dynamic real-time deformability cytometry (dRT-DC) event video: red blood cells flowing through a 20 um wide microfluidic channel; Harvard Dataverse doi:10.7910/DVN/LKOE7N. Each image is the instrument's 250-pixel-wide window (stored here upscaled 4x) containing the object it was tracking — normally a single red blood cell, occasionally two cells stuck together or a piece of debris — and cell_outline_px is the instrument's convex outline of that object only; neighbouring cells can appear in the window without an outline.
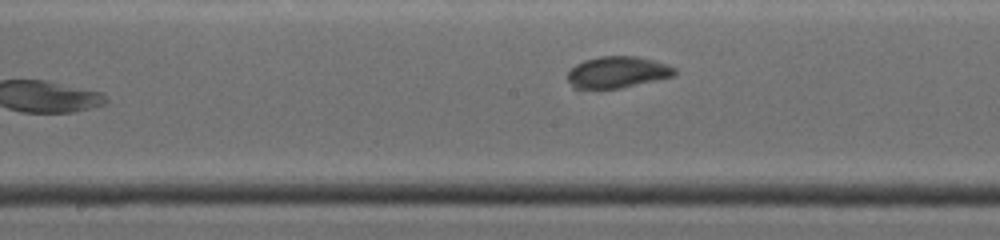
{"species": "common noctule bat (a hibernating species)", "species_latin": "Nyctalus noctula", "temperature_condition": "warm", "stored_images_in_passage": 6, "camera_frame_rate_fps": 4500, "um_per_image_px": 0.085, "animal": {"sex": "female", "body_mass_g": 19.0, "forearm_length_mm": 53.3}, "frame": {"image": 1, "passage_image": 6, "time_ms": 4.667, "image_size_px": [1000, 240], "cell_outline_px": [[676, 76], [620, 88], [600, 92], [572, 88], [568, 80], [568, 72], [576, 64], [584, 60], [600, 56], [636, 56], [668, 64], [676, 68]], "centroid_in_image_um": [52.45, 6.18], "position_along_channel_um": 195.8, "area_um2": 20.35}}